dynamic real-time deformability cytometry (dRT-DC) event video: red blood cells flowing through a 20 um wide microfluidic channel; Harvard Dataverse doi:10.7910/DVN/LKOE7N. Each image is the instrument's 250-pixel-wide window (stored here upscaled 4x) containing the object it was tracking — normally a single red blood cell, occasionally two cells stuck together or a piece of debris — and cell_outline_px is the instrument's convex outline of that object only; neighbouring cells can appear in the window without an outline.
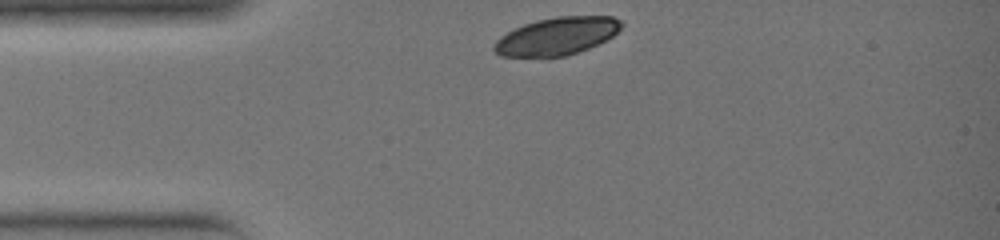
{"species": "common noctule bat (a hibernating species)", "species_latin": "Nyctalus noctula", "temperature_condition": "warm", "stored_images_in_passage": 24, "camera_frame_rate_fps": 3000, "um_per_image_px": 0.085, "animal": {"sex": "female", "body_mass_g": 19.0, "forearm_length_mm": 51.5}, "frame": {"image": 1, "passage_image": 1, "time_ms": 0.0, "image_size_px": [1000, 240], "cell_outline_px": [[624, 24], [612, 36], [588, 48], [564, 56], [500, 56], [492, 48], [496, 40], [500, 36], [524, 24], [536, 20], [556, 16], [612, 16], [620, 20]], "centroid_in_image_um": [47.32, 3.06], "position_along_channel_um": 37.7, "area_um2": 27.57}}
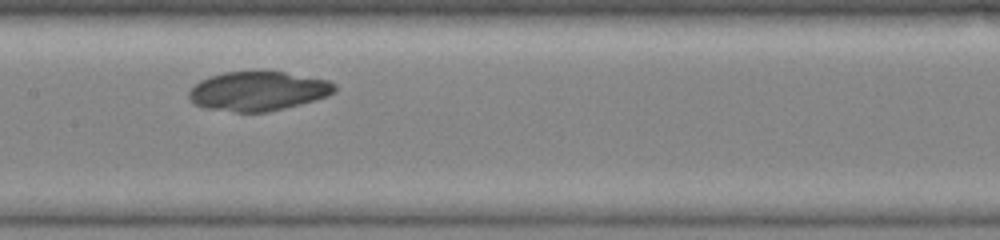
{"frame": {"image": 2, "passage_image": 11, "time_ms": 3.333, "image_size_px": [1000, 240], "cell_outline_px": [[336, 92], [328, 96], [316, 100], [268, 112], [236, 112], [204, 108], [192, 104], [188, 96], [188, 92], [200, 80], [208, 76], [224, 72], [256, 68], [284, 72], [328, 80], [336, 84]], "centroid_in_image_um": [21.92, 7.71], "position_along_channel_um": 185.5, "area_um2": 34.33}}
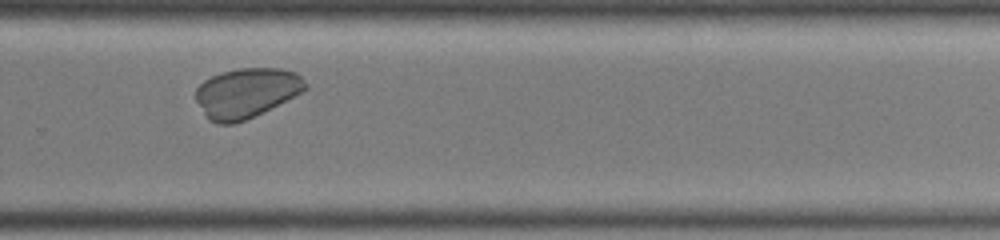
{"frame": {"image": 3, "passage_image": 18, "time_ms": 5.667, "image_size_px": [1000, 240], "cell_outline_px": [[308, 88], [244, 120], [232, 124], [216, 124], [208, 120], [196, 100], [196, 88], [204, 80], [220, 72], [240, 68], [280, 68], [296, 72], [308, 84]], "centroid_in_image_um": [20.9, 7.88], "position_along_channel_um": 308.9, "area_um2": 31.33}}